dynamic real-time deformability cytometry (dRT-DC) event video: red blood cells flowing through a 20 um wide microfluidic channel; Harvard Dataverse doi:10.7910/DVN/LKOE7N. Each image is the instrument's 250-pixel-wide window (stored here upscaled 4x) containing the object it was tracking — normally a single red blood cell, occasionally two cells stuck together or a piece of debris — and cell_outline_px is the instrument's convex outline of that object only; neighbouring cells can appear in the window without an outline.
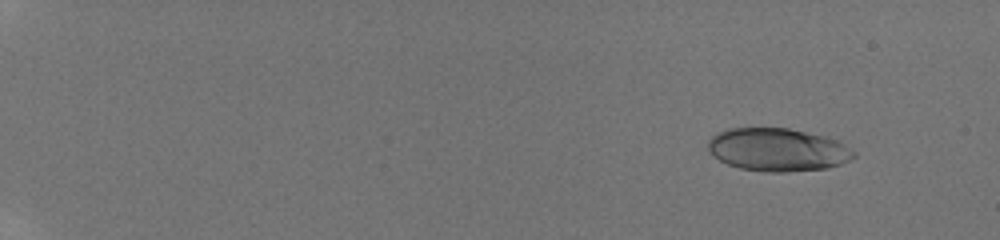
{"species": "human", "species_latin": "Homo sapiens", "temperature_condition": "room temperature", "stored_images_in_passage": 9, "camera_frame_rate_fps": 3000, "um_per_image_px": 0.085, "donor": {"sex": "male"}, "frame": {"image": 1, "passage_image": 3, "time_ms": 2.0, "image_size_px": [1000, 240], "cell_outline_px": [[856, 156], [852, 160], [828, 168], [788, 172], [768, 172], [740, 168], [728, 164], [712, 156], [708, 152], [708, 140], [716, 132], [728, 128], [788, 128], [828, 136], [836, 140], [856, 152]], "centroid_in_image_um": [66.1, 12.72], "position_along_channel_um": 18.9, "area_um2": 36.88}}
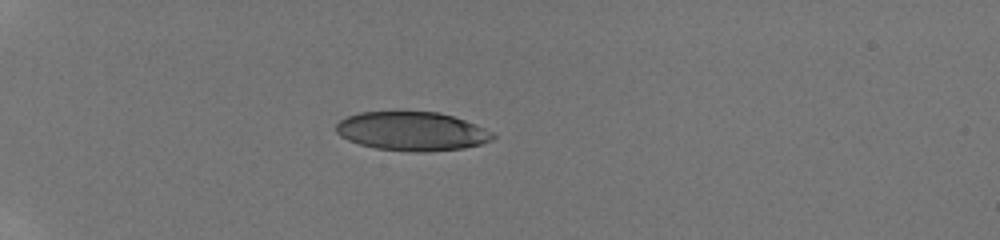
{"frame": {"image": 2, "passage_image": 7, "time_ms": 6.0, "image_size_px": [1000, 240], "cell_outline_px": [[496, 136], [492, 140], [480, 144], [464, 148], [424, 152], [412, 152], [376, 148], [360, 144], [348, 140], [340, 136], [336, 132], [336, 124], [340, 120], [348, 116], [360, 112], [440, 112], [476, 124], [496, 132]], "centroid_in_image_um": [35.05, 11.16], "position_along_channel_um": 50.0, "area_um2": 35.6}}
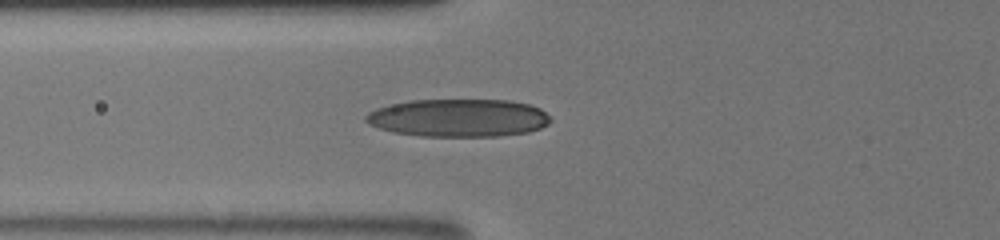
{"frame": {"image": 3, "passage_image": 9, "time_ms": 8.0, "image_size_px": [1000, 240], "cell_outline_px": [[552, 120], [548, 124], [540, 128], [528, 132], [496, 136], [420, 136], [392, 132], [368, 124], [364, 120], [364, 116], [368, 112], [376, 108], [392, 104], [412, 100], [508, 100], [528, 104], [540, 108]], "centroid_in_image_um": [38.94, 10.02], "position_along_channel_um": 86.9, "area_um2": 40.75}}